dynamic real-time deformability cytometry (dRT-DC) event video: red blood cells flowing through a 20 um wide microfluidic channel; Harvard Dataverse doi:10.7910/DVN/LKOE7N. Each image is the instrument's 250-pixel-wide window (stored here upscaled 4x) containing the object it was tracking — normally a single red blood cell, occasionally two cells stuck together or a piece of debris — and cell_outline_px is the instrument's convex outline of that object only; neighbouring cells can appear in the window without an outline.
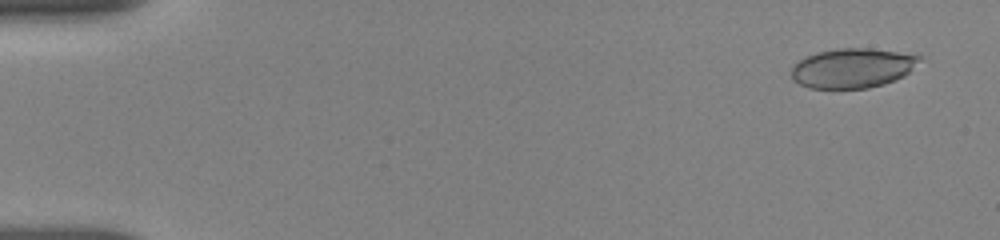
{"species": "human", "species_latin": "Homo sapiens", "temperature_condition": "room temperature", "stored_images_in_passage": 11, "camera_frame_rate_fps": 3000, "um_per_image_px": 0.085, "donor": {"sex": "female"}, "frame": {"image": 1, "passage_image": 2, "time_ms": 0.667, "image_size_px": [1000, 240], "cell_outline_px": [[924, 56], [904, 76], [884, 84], [868, 88], [808, 88], [792, 80], [792, 68], [800, 60], [808, 56], [820, 52], [840, 48], [868, 48], [916, 52]], "centroid_in_image_um": [72.55, 5.77], "position_along_channel_um": 12.4, "area_um2": 29.77}}
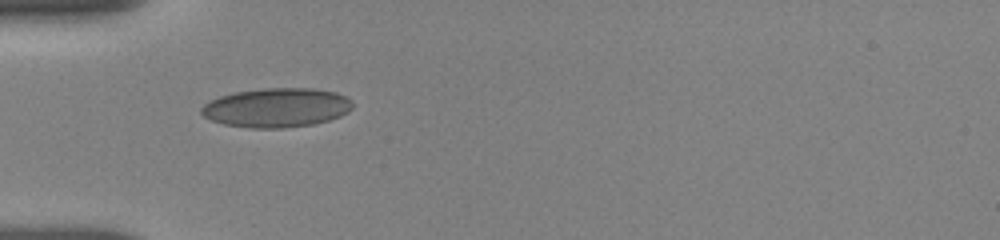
{"frame": {"image": 2, "passage_image": 8, "time_ms": 5.333, "image_size_px": [1000, 240], "cell_outline_px": [[352, 108], [348, 112], [340, 116], [328, 120], [312, 124], [284, 128], [252, 128], [224, 124], [212, 120], [204, 116], [200, 112], [200, 108], [204, 104], [220, 96], [236, 92], [264, 88], [316, 88], [336, 92], [352, 100]], "centroid_in_image_um": [23.52, 9.14], "position_along_channel_um": 61.5, "area_um2": 34.51}}
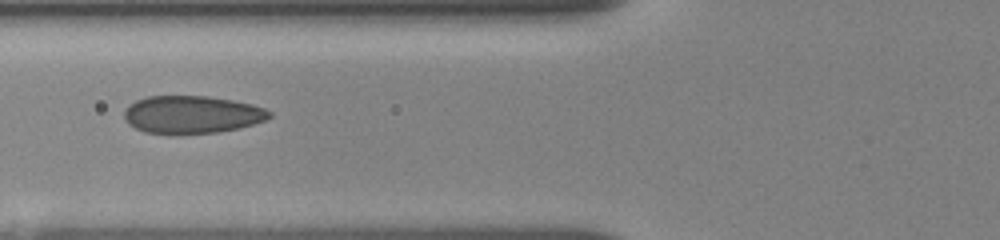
{"frame": {"image": 3, "passage_image": 10, "time_ms": 6.667, "image_size_px": [1000, 240], "cell_outline_px": [[272, 116], [264, 120], [252, 124], [236, 128], [216, 132], [144, 132], [128, 124], [124, 120], [124, 108], [128, 104], [136, 100], [148, 96], [208, 96], [232, 100], [252, 104], [264, 108], [272, 112]], "centroid_in_image_um": [16.28, 9.7], "position_along_channel_um": 109.5, "area_um2": 31.39}}